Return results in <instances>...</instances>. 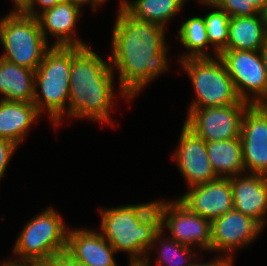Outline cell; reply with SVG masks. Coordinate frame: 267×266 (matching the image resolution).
<instances>
[{"label": "cell", "instance_id": "cell-1", "mask_svg": "<svg viewBox=\"0 0 267 266\" xmlns=\"http://www.w3.org/2000/svg\"><path fill=\"white\" fill-rule=\"evenodd\" d=\"M166 29L138 20L126 10L117 12L109 59L112 70L118 71V93L125 101L131 102L150 81L169 69Z\"/></svg>", "mask_w": 267, "mask_h": 266}, {"label": "cell", "instance_id": "cell-2", "mask_svg": "<svg viewBox=\"0 0 267 266\" xmlns=\"http://www.w3.org/2000/svg\"><path fill=\"white\" fill-rule=\"evenodd\" d=\"M115 74L110 59L103 60L90 46L72 47L68 117L113 124Z\"/></svg>", "mask_w": 267, "mask_h": 266}, {"label": "cell", "instance_id": "cell-3", "mask_svg": "<svg viewBox=\"0 0 267 266\" xmlns=\"http://www.w3.org/2000/svg\"><path fill=\"white\" fill-rule=\"evenodd\" d=\"M157 200L100 208V233L118 252H126L129 266H141L161 230Z\"/></svg>", "mask_w": 267, "mask_h": 266}, {"label": "cell", "instance_id": "cell-4", "mask_svg": "<svg viewBox=\"0 0 267 266\" xmlns=\"http://www.w3.org/2000/svg\"><path fill=\"white\" fill-rule=\"evenodd\" d=\"M71 61L72 47L52 46L35 70L33 103L41 115L47 111L54 128L68 116Z\"/></svg>", "mask_w": 267, "mask_h": 266}, {"label": "cell", "instance_id": "cell-5", "mask_svg": "<svg viewBox=\"0 0 267 266\" xmlns=\"http://www.w3.org/2000/svg\"><path fill=\"white\" fill-rule=\"evenodd\" d=\"M0 43L5 51L0 58L31 70L37 69L52 47L38 19L14 8L0 18Z\"/></svg>", "mask_w": 267, "mask_h": 266}, {"label": "cell", "instance_id": "cell-6", "mask_svg": "<svg viewBox=\"0 0 267 266\" xmlns=\"http://www.w3.org/2000/svg\"><path fill=\"white\" fill-rule=\"evenodd\" d=\"M64 219L51 206L30 219L13 246L14 258L50 262L66 251L67 233Z\"/></svg>", "mask_w": 267, "mask_h": 266}, {"label": "cell", "instance_id": "cell-7", "mask_svg": "<svg viewBox=\"0 0 267 266\" xmlns=\"http://www.w3.org/2000/svg\"><path fill=\"white\" fill-rule=\"evenodd\" d=\"M179 63L195 92L189 108L228 106L241 101L219 56L188 58Z\"/></svg>", "mask_w": 267, "mask_h": 266}, {"label": "cell", "instance_id": "cell-8", "mask_svg": "<svg viewBox=\"0 0 267 266\" xmlns=\"http://www.w3.org/2000/svg\"><path fill=\"white\" fill-rule=\"evenodd\" d=\"M219 57L241 100L267 104V77L260 50H223Z\"/></svg>", "mask_w": 267, "mask_h": 266}, {"label": "cell", "instance_id": "cell-9", "mask_svg": "<svg viewBox=\"0 0 267 266\" xmlns=\"http://www.w3.org/2000/svg\"><path fill=\"white\" fill-rule=\"evenodd\" d=\"M156 208L161 217V229H168L170 238L201 251H211L210 220L192 212L178 198L157 200Z\"/></svg>", "mask_w": 267, "mask_h": 266}, {"label": "cell", "instance_id": "cell-10", "mask_svg": "<svg viewBox=\"0 0 267 266\" xmlns=\"http://www.w3.org/2000/svg\"><path fill=\"white\" fill-rule=\"evenodd\" d=\"M250 103L188 108L184 124L205 142L240 138L241 122Z\"/></svg>", "mask_w": 267, "mask_h": 266}, {"label": "cell", "instance_id": "cell-11", "mask_svg": "<svg viewBox=\"0 0 267 266\" xmlns=\"http://www.w3.org/2000/svg\"><path fill=\"white\" fill-rule=\"evenodd\" d=\"M240 140L246 173L267 176V104H250L243 114Z\"/></svg>", "mask_w": 267, "mask_h": 266}, {"label": "cell", "instance_id": "cell-12", "mask_svg": "<svg viewBox=\"0 0 267 266\" xmlns=\"http://www.w3.org/2000/svg\"><path fill=\"white\" fill-rule=\"evenodd\" d=\"M263 227L235 209L211 221V252L233 257L239 248L258 238Z\"/></svg>", "mask_w": 267, "mask_h": 266}, {"label": "cell", "instance_id": "cell-13", "mask_svg": "<svg viewBox=\"0 0 267 266\" xmlns=\"http://www.w3.org/2000/svg\"><path fill=\"white\" fill-rule=\"evenodd\" d=\"M179 144L171 156L185 178L187 188L219 178L209 160L206 142L183 124Z\"/></svg>", "mask_w": 267, "mask_h": 266}, {"label": "cell", "instance_id": "cell-14", "mask_svg": "<svg viewBox=\"0 0 267 266\" xmlns=\"http://www.w3.org/2000/svg\"><path fill=\"white\" fill-rule=\"evenodd\" d=\"M178 199L192 212L210 221L234 209L230 178L219 177L193 186Z\"/></svg>", "mask_w": 267, "mask_h": 266}, {"label": "cell", "instance_id": "cell-15", "mask_svg": "<svg viewBox=\"0 0 267 266\" xmlns=\"http://www.w3.org/2000/svg\"><path fill=\"white\" fill-rule=\"evenodd\" d=\"M81 10V7L74 3L62 1L54 7L40 13L36 18L38 19L40 29L47 42V37L50 34L54 38L56 37L52 46H89L82 39H79L75 33L76 23L80 18Z\"/></svg>", "mask_w": 267, "mask_h": 266}, {"label": "cell", "instance_id": "cell-16", "mask_svg": "<svg viewBox=\"0 0 267 266\" xmlns=\"http://www.w3.org/2000/svg\"><path fill=\"white\" fill-rule=\"evenodd\" d=\"M234 209L256 220L263 228L267 215V176L242 173L230 177Z\"/></svg>", "mask_w": 267, "mask_h": 266}, {"label": "cell", "instance_id": "cell-17", "mask_svg": "<svg viewBox=\"0 0 267 266\" xmlns=\"http://www.w3.org/2000/svg\"><path fill=\"white\" fill-rule=\"evenodd\" d=\"M66 252L87 266H118L114 258L117 252L100 231L94 229H68Z\"/></svg>", "mask_w": 267, "mask_h": 266}, {"label": "cell", "instance_id": "cell-18", "mask_svg": "<svg viewBox=\"0 0 267 266\" xmlns=\"http://www.w3.org/2000/svg\"><path fill=\"white\" fill-rule=\"evenodd\" d=\"M41 116L33 102L0 100V138L19 147Z\"/></svg>", "mask_w": 267, "mask_h": 266}, {"label": "cell", "instance_id": "cell-19", "mask_svg": "<svg viewBox=\"0 0 267 266\" xmlns=\"http://www.w3.org/2000/svg\"><path fill=\"white\" fill-rule=\"evenodd\" d=\"M35 70L0 58V100L34 101Z\"/></svg>", "mask_w": 267, "mask_h": 266}, {"label": "cell", "instance_id": "cell-20", "mask_svg": "<svg viewBox=\"0 0 267 266\" xmlns=\"http://www.w3.org/2000/svg\"><path fill=\"white\" fill-rule=\"evenodd\" d=\"M267 42V32L260 14L235 16L229 19V37L224 50H261Z\"/></svg>", "mask_w": 267, "mask_h": 266}, {"label": "cell", "instance_id": "cell-21", "mask_svg": "<svg viewBox=\"0 0 267 266\" xmlns=\"http://www.w3.org/2000/svg\"><path fill=\"white\" fill-rule=\"evenodd\" d=\"M206 148L218 177L230 178L245 173L240 138L206 142Z\"/></svg>", "mask_w": 267, "mask_h": 266}, {"label": "cell", "instance_id": "cell-22", "mask_svg": "<svg viewBox=\"0 0 267 266\" xmlns=\"http://www.w3.org/2000/svg\"><path fill=\"white\" fill-rule=\"evenodd\" d=\"M187 0H121L118 12L126 10L132 17L167 27Z\"/></svg>", "mask_w": 267, "mask_h": 266}, {"label": "cell", "instance_id": "cell-23", "mask_svg": "<svg viewBox=\"0 0 267 266\" xmlns=\"http://www.w3.org/2000/svg\"><path fill=\"white\" fill-rule=\"evenodd\" d=\"M164 230H160L152 244V248L148 251V256L141 266H151L149 253L156 250V266H192L194 261L199 257L192 247L181 244L169 236L165 235ZM165 236V237H164ZM167 236V237H166ZM158 245H155V244ZM157 246V247H156ZM153 247H155L153 249ZM198 255V256H197Z\"/></svg>", "mask_w": 267, "mask_h": 266}, {"label": "cell", "instance_id": "cell-24", "mask_svg": "<svg viewBox=\"0 0 267 266\" xmlns=\"http://www.w3.org/2000/svg\"><path fill=\"white\" fill-rule=\"evenodd\" d=\"M178 40L187 50L178 57V62L188 58L215 57L209 55L210 46L204 16H191L182 23L178 31Z\"/></svg>", "mask_w": 267, "mask_h": 266}, {"label": "cell", "instance_id": "cell-25", "mask_svg": "<svg viewBox=\"0 0 267 266\" xmlns=\"http://www.w3.org/2000/svg\"><path fill=\"white\" fill-rule=\"evenodd\" d=\"M206 6L209 7V9H212L204 16V21L208 40L210 46H213V52L216 57L219 56L227 46L230 16L216 4Z\"/></svg>", "mask_w": 267, "mask_h": 266}, {"label": "cell", "instance_id": "cell-26", "mask_svg": "<svg viewBox=\"0 0 267 266\" xmlns=\"http://www.w3.org/2000/svg\"><path fill=\"white\" fill-rule=\"evenodd\" d=\"M267 0H219L216 5L230 17L253 16L259 13Z\"/></svg>", "mask_w": 267, "mask_h": 266}, {"label": "cell", "instance_id": "cell-27", "mask_svg": "<svg viewBox=\"0 0 267 266\" xmlns=\"http://www.w3.org/2000/svg\"><path fill=\"white\" fill-rule=\"evenodd\" d=\"M62 1L64 0H26L18 8V10L26 15L37 17L43 11L54 7L56 4ZM37 6L39 7V9Z\"/></svg>", "mask_w": 267, "mask_h": 266}, {"label": "cell", "instance_id": "cell-28", "mask_svg": "<svg viewBox=\"0 0 267 266\" xmlns=\"http://www.w3.org/2000/svg\"><path fill=\"white\" fill-rule=\"evenodd\" d=\"M17 148L18 146L12 141L0 138V181L2 180L8 164Z\"/></svg>", "mask_w": 267, "mask_h": 266}, {"label": "cell", "instance_id": "cell-29", "mask_svg": "<svg viewBox=\"0 0 267 266\" xmlns=\"http://www.w3.org/2000/svg\"><path fill=\"white\" fill-rule=\"evenodd\" d=\"M51 266H87L84 263L76 261L66 251L58 253L51 261Z\"/></svg>", "mask_w": 267, "mask_h": 266}, {"label": "cell", "instance_id": "cell-30", "mask_svg": "<svg viewBox=\"0 0 267 266\" xmlns=\"http://www.w3.org/2000/svg\"><path fill=\"white\" fill-rule=\"evenodd\" d=\"M217 258L209 260L208 262H204L202 260H198L197 258L192 266H233V257L231 256H226V255H215Z\"/></svg>", "mask_w": 267, "mask_h": 266}, {"label": "cell", "instance_id": "cell-31", "mask_svg": "<svg viewBox=\"0 0 267 266\" xmlns=\"http://www.w3.org/2000/svg\"><path fill=\"white\" fill-rule=\"evenodd\" d=\"M0 266H50V262L38 260H19L16 258L9 260L8 258V260L2 261Z\"/></svg>", "mask_w": 267, "mask_h": 266}, {"label": "cell", "instance_id": "cell-32", "mask_svg": "<svg viewBox=\"0 0 267 266\" xmlns=\"http://www.w3.org/2000/svg\"><path fill=\"white\" fill-rule=\"evenodd\" d=\"M259 14L267 32V2L263 5V8L259 11Z\"/></svg>", "mask_w": 267, "mask_h": 266}, {"label": "cell", "instance_id": "cell-33", "mask_svg": "<svg viewBox=\"0 0 267 266\" xmlns=\"http://www.w3.org/2000/svg\"><path fill=\"white\" fill-rule=\"evenodd\" d=\"M107 0H91V8L93 11H97V8L105 4Z\"/></svg>", "mask_w": 267, "mask_h": 266}, {"label": "cell", "instance_id": "cell-34", "mask_svg": "<svg viewBox=\"0 0 267 266\" xmlns=\"http://www.w3.org/2000/svg\"><path fill=\"white\" fill-rule=\"evenodd\" d=\"M260 51L262 53V59L264 62V66L266 70V77H267V42L265 43L264 47Z\"/></svg>", "mask_w": 267, "mask_h": 266}, {"label": "cell", "instance_id": "cell-35", "mask_svg": "<svg viewBox=\"0 0 267 266\" xmlns=\"http://www.w3.org/2000/svg\"><path fill=\"white\" fill-rule=\"evenodd\" d=\"M64 1H68L70 3H74V4L78 5V6H80L81 8L85 4H89L91 6V0H64Z\"/></svg>", "mask_w": 267, "mask_h": 266}, {"label": "cell", "instance_id": "cell-36", "mask_svg": "<svg viewBox=\"0 0 267 266\" xmlns=\"http://www.w3.org/2000/svg\"><path fill=\"white\" fill-rule=\"evenodd\" d=\"M198 1H200V3L203 5H215L219 0H198Z\"/></svg>", "mask_w": 267, "mask_h": 266}, {"label": "cell", "instance_id": "cell-37", "mask_svg": "<svg viewBox=\"0 0 267 266\" xmlns=\"http://www.w3.org/2000/svg\"><path fill=\"white\" fill-rule=\"evenodd\" d=\"M14 3V9H18L26 0H12Z\"/></svg>", "mask_w": 267, "mask_h": 266}]
</instances>
